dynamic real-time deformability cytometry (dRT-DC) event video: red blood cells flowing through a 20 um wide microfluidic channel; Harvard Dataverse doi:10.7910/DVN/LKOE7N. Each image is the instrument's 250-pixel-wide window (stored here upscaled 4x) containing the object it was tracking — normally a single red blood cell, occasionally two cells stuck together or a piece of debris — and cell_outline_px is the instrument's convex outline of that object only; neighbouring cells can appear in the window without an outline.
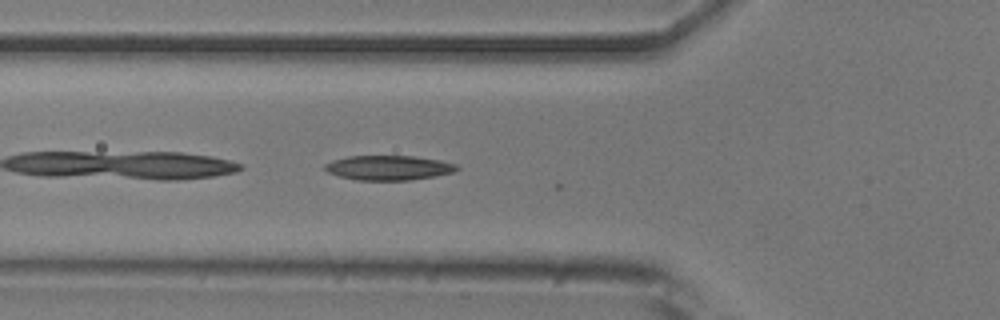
{"species": "common noctule bat (a hibernating species)", "species_latin": "Nyctalus noctula", "temperature_condition": "room temperature", "stored_images_in_passage": 5, "camera_frame_rate_fps": 3000, "um_per_image_px": 0.085, "animal": {"sex": "male", "body_mass_g": 20.5, "forearm_length_mm": 52.5}, "frame": {"image": 1, "passage_image": 3, "time_ms": 0.667, "image_size_px": [1000, 320], "cell_outline_px": [[460, 168], [452, 172], [436, 176], [408, 180], [356, 180], [340, 176], [328, 172], [324, 168], [324, 164], [332, 160], [348, 156], [416, 156], [440, 160], [456, 164]], "centroid_in_image_um": [33.03, 14.25], "position_along_channel_um": 92.8, "area_um2": 18.96}}